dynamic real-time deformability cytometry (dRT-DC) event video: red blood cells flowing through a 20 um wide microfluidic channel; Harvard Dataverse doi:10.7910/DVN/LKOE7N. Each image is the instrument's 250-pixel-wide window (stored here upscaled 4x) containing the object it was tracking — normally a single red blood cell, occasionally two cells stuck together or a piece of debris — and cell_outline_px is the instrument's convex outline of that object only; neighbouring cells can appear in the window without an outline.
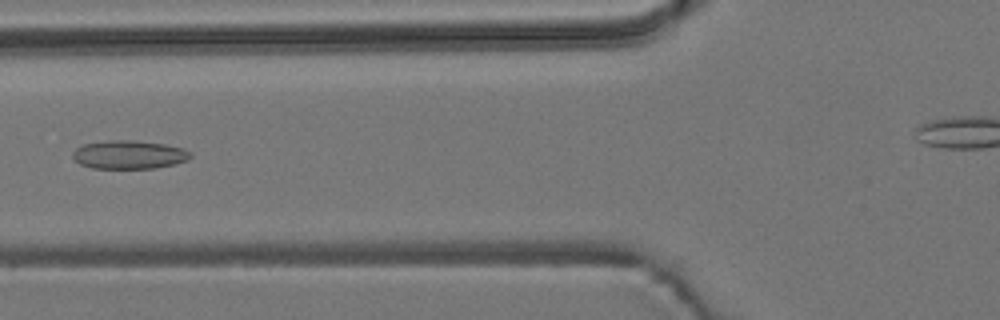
{"species": "common noctule bat (a hibernating species)", "species_latin": "Nyctalus noctula", "temperature_condition": "room temperature", "stored_images_in_passage": 5, "camera_frame_rate_fps": 3000, "um_per_image_px": 0.085, "animal": {"sex": "male", "body_mass_g": 19.2, "forearm_length_mm": 51.8}, "frame": {"image": 1, "passage_image": 5, "time_ms": 4.667, "image_size_px": [1000, 320], "cell_outline_px": [[192, 156], [188, 160], [156, 168], [92, 168], [80, 164], [72, 156], [72, 152], [76, 148], [84, 144], [108, 140], [132, 140], [164, 144], [184, 148], [192, 152]], "centroid_in_image_um": [10.98, 13.14], "position_along_channel_um": 114.8, "area_um2": 19.54}}